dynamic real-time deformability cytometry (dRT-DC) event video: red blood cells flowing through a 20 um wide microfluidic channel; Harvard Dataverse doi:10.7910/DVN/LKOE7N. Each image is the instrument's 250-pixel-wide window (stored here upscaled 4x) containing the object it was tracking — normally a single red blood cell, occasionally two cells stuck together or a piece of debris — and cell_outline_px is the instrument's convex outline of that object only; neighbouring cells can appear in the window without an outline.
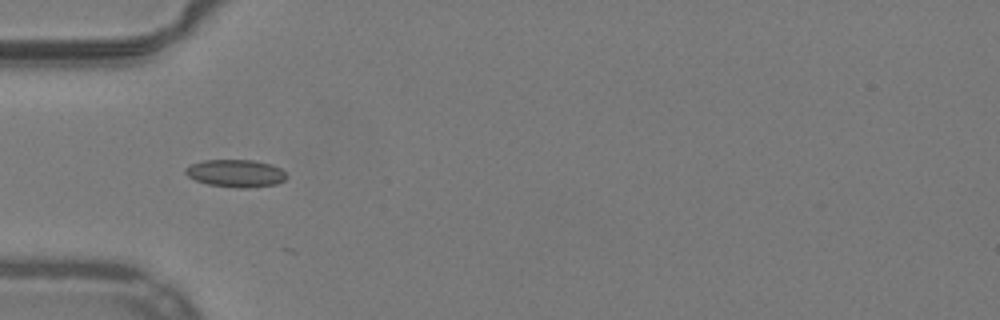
{"species": "common noctule bat (a hibernating species)", "species_latin": "Nyctalus noctula", "temperature_condition": "warm", "stored_images_in_passage": 12, "camera_frame_rate_fps": 3000, "um_per_image_px": 0.085, "animal": {"sex": "male", "body_mass_g": 19.2, "forearm_length_mm": 51.8}, "frame": {"image": 1, "passage_image": 4, "time_ms": 1.0, "image_size_px": [1000, 320], "cell_outline_px": [[288, 176], [284, 180], [276, 184], [244, 188], [240, 188], [208, 184], [196, 180], [188, 176], [184, 172], [184, 168], [192, 164], [204, 160], [252, 160], [272, 164], [280, 168]], "centroid_in_image_um": [20.04, 14.72], "position_along_channel_um": 65.0, "area_um2": 16.13}}
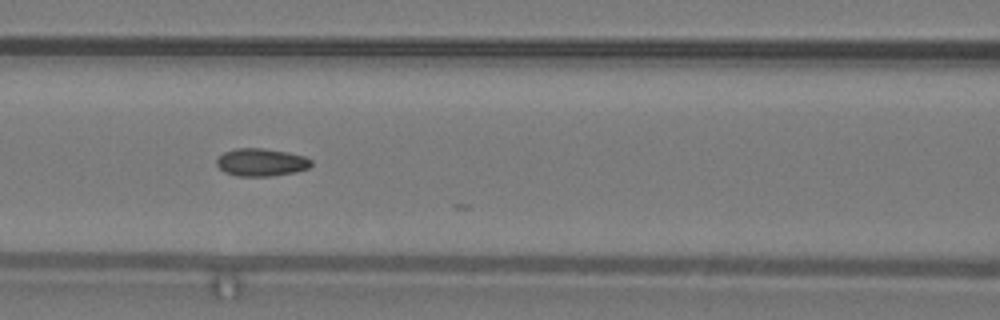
{"frame": {"image": 2, "passage_image": 10, "time_ms": 3.0, "image_size_px": [1000, 320], "cell_outline_px": [[312, 164], [308, 168], [296, 172], [272, 176], [236, 176], [224, 172], [216, 164], [216, 160], [224, 152], [236, 148], [260, 148], [288, 152], [304, 156], [312, 160]], "centroid_in_image_um": [22.21, 13.8], "position_along_channel_um": 144.4, "area_um2": 15.32}}